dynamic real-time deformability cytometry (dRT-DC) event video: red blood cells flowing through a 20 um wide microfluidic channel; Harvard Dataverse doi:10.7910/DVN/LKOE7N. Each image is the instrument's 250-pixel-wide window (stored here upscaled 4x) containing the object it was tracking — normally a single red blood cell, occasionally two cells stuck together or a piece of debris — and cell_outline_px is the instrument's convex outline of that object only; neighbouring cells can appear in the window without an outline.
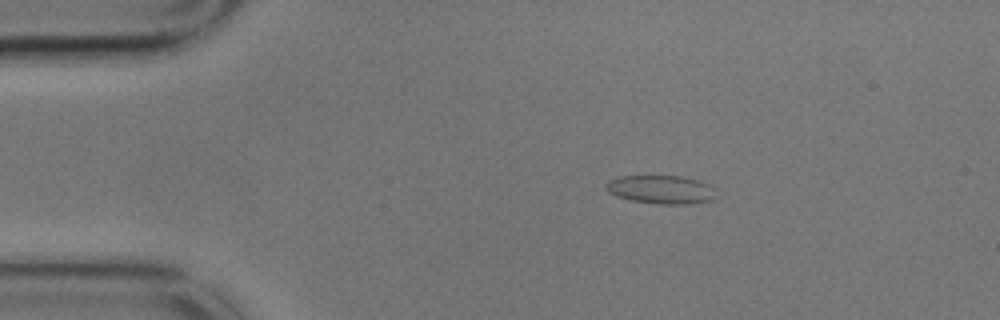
{"species": "common noctule bat (a hibernating species)", "species_latin": "Nyctalus noctula", "temperature_condition": "cold", "stored_images_in_passage": 4, "camera_frame_rate_fps": 3000, "um_per_image_px": 0.085, "animal": {"sex": "male", "body_mass_g": 17.9}, "frame": {"image": 1, "passage_image": 1, "time_ms": 0.0, "image_size_px": [1000, 320], "cell_outline_px": [[716, 188], [712, 200], [688, 204], [660, 204], [632, 200], [616, 196], [608, 192], [604, 188], [604, 184], [608, 180], [620, 176], [680, 176], [712, 184]], "centroid_in_image_um": [56.17, 16.1], "position_along_channel_um": 28.8, "area_um2": 18.38}}
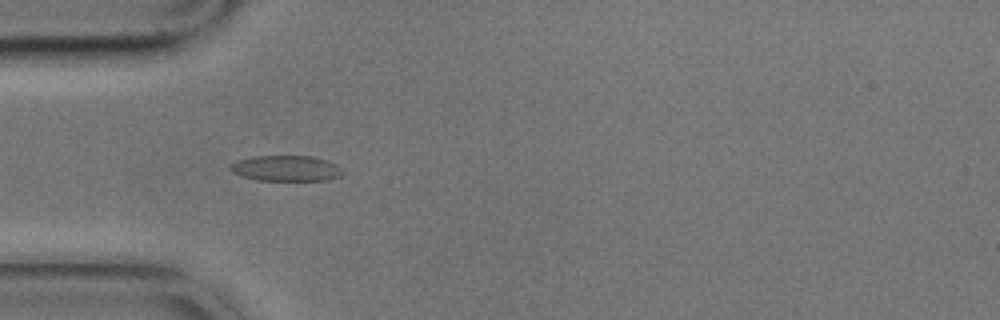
{"frame": {"image": 2, "passage_image": 3, "time_ms": 0.667, "image_size_px": [1000, 320], "cell_outline_px": [[344, 172], [340, 176], [328, 180], [256, 180], [232, 172], [228, 168], [228, 164], [236, 160], [252, 156], [312, 156], [328, 160], [336, 164]], "centroid_in_image_um": [24.29, 14.3], "position_along_channel_um": 60.7, "area_um2": 16.94}}